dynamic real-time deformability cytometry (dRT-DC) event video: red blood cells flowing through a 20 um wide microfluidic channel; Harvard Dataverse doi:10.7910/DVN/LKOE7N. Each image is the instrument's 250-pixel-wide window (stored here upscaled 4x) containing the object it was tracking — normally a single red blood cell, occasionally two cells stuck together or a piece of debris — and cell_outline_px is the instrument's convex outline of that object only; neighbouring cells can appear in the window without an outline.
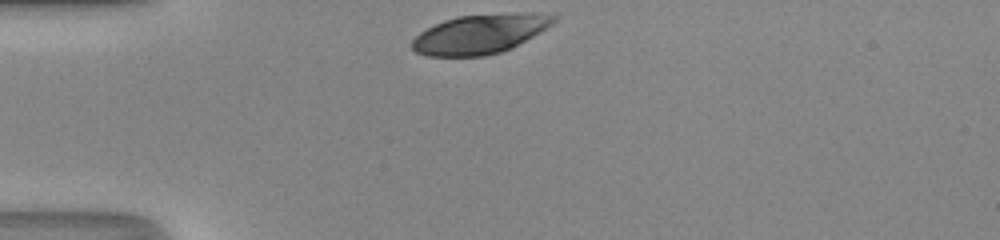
{"species": "human", "species_latin": "Homo sapiens", "temperature_condition": "room temperature", "stored_images_in_passage": 28, "camera_frame_rate_fps": 3000, "um_per_image_px": 0.085, "donor": {"sex": "male"}, "frame": {"image": 1, "passage_image": 1, "time_ms": 0.0, "image_size_px": [1000, 240], "cell_outline_px": [[560, 16], [552, 24], [540, 32], [512, 48], [500, 52], [484, 56], [428, 56], [416, 52], [412, 48], [412, 40], [420, 32], [444, 20], [460, 16], [516, 12], [532, 12]], "centroid_in_image_um": [40.84, 2.88], "position_along_channel_um": 44.2, "area_um2": 32.48}}
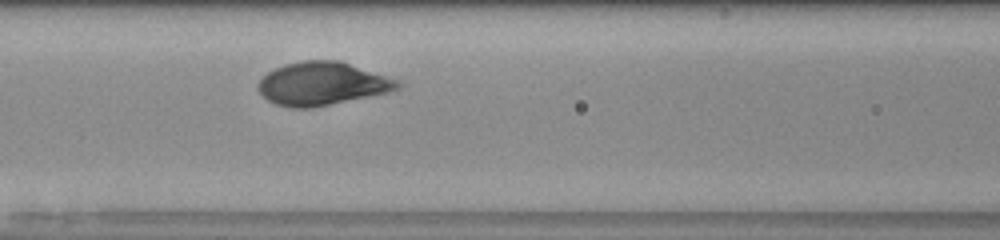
{"frame": {"image": 2, "passage_image": 10, "time_ms": 3.0, "image_size_px": [1000, 240], "cell_outline_px": [[404, 84], [400, 88], [392, 92], [312, 108], [292, 108], [276, 104], [268, 100], [256, 88], [256, 84], [268, 72], [284, 64], [304, 60], [340, 60], [396, 80]], "centroid_in_image_um": [27.39, 7.12], "position_along_channel_um": 139.2, "area_um2": 35.14}}
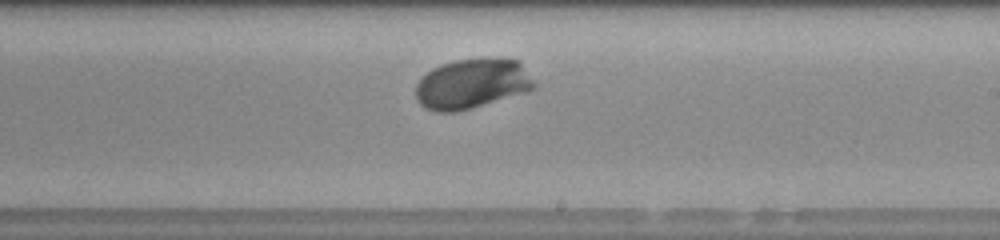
{"frame": {"image": 3, "passage_image": 18, "time_ms": 5.667, "image_size_px": [1000, 240], "cell_outline_px": [[536, 88], [528, 92], [468, 108], [452, 112], [436, 112], [424, 108], [416, 100], [416, 84], [432, 68], [440, 64], [456, 60], [480, 56], [496, 56], [520, 60], [536, 84]], "centroid_in_image_um": [40.16, 7.07], "position_along_channel_um": 248.8, "area_um2": 35.08}, "authors_computed_cell_mechanics": {"area_um2": 34.4199, "velocity_mm_per_s": 4.1359, "shape_relaxation_time_tau1_ms": 2.3227, "shape_relaxation_time_tau2_ms": null, "deformation_change_tau1": 0.1664, "deformation_change_tau2": null}}